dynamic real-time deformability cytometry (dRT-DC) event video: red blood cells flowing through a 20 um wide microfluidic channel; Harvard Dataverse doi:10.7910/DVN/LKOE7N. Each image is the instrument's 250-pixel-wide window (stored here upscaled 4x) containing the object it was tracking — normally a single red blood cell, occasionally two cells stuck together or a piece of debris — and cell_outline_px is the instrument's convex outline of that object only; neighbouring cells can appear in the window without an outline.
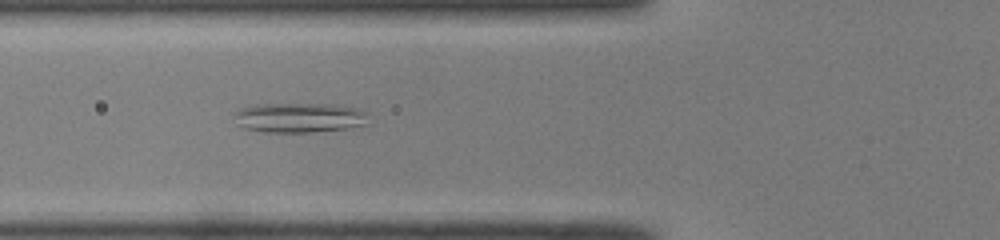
{"species": "common noctule bat (a hibernating species)", "species_latin": "Nyctalus noctula", "temperature_condition": "room temperature", "stored_images_in_passage": 35, "camera_frame_rate_fps": 3000, "um_per_image_px": 0.085, "animal": {"sex": "male", "body_mass_g": 19.0, "forearm_length_mm": 50.8}, "frame": {"image": 1, "passage_image": 3, "time_ms": 0.667, "image_size_px": [1000, 240], "cell_outline_px": [[368, 124], [348, 128], [308, 132], [264, 132], [244, 128], [236, 124], [232, 112], [240, 108], [256, 104], [340, 104], [356, 108], [368, 112]], "centroid_in_image_um": [25.43, 9.99], "position_along_channel_um": 100.4, "area_um2": 23.7}}
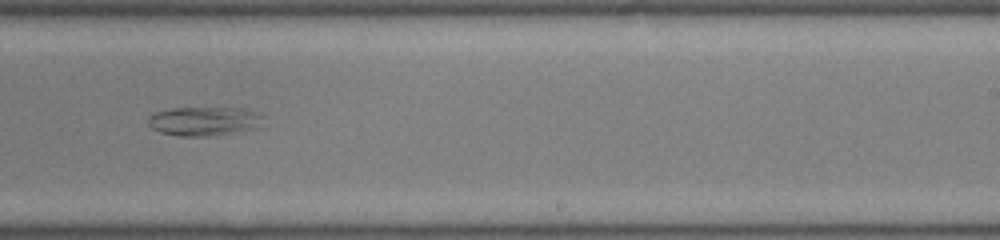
{"frame": {"image": 2, "passage_image": 16, "time_ms": 5.0, "image_size_px": [1000, 240], "cell_outline_px": [[264, 116], [260, 128], [208, 136], [180, 136], [160, 132], [152, 128], [148, 124], [148, 116], [156, 112], [172, 108], [244, 108], [256, 112]], "centroid_in_image_um": [17.38, 10.3], "position_along_channel_um": 271.6, "area_um2": 19.54}}
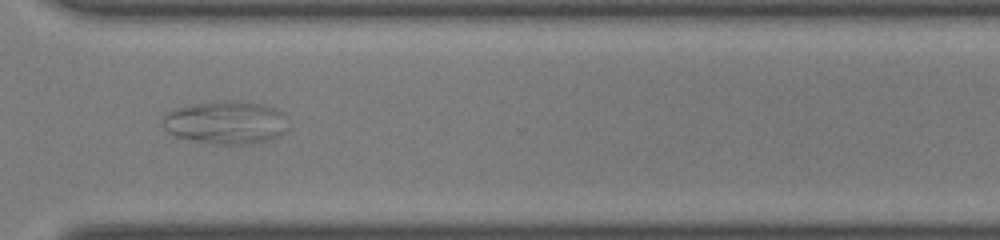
{"frame": {"image": 3, "passage_image": 22, "time_ms": 7.0, "image_size_px": [1000, 240], "cell_outline_px": [[288, 128], [280, 136], [268, 140], [244, 144], [212, 144], [176, 136], [168, 132], [160, 124], [160, 120], [164, 112], [184, 104], [216, 100], [240, 100], [264, 104], [276, 108], [284, 112], [288, 116]], "centroid_in_image_um": [19.17, 10.37], "position_along_channel_um": 351.4, "area_um2": 32.66}}